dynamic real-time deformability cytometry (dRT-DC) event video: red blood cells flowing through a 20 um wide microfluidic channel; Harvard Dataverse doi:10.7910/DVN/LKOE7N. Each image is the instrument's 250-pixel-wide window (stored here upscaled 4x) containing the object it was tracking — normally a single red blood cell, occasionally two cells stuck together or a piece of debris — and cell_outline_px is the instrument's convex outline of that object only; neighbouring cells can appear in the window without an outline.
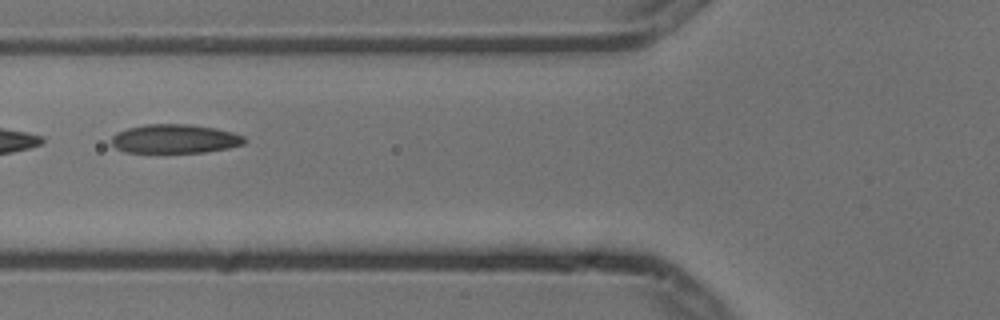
{"species": "common noctule bat (a hibernating species)", "species_latin": "Nyctalus noctula", "temperature_condition": "cold", "stored_images_in_passage": 14, "camera_frame_rate_fps": 3000, "um_per_image_px": 0.085, "animal": {"sex": "male", "body_mass_g": 13.3}, "frame": {"image": 1, "passage_image": 5, "time_ms": 1.333, "image_size_px": [1000, 320], "cell_outline_px": [[248, 140], [244, 144], [228, 148], [204, 152], [124, 152], [116, 148], [112, 144], [112, 136], [116, 132], [128, 128], [144, 124], [188, 124], [216, 128], [232, 132], [244, 136]], "centroid_in_image_um": [14.87, 11.79], "position_along_channel_um": 110.9, "area_um2": 22.48}}
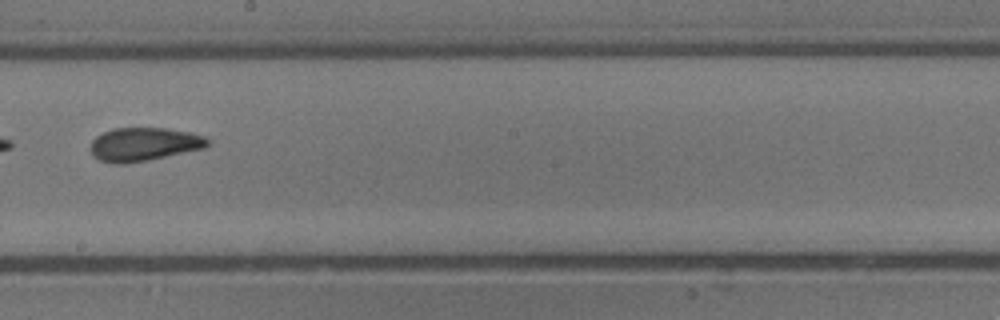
{"frame": {"image": 2, "passage_image": 8, "time_ms": 2.333, "image_size_px": [1000, 320], "cell_outline_px": [[212, 144], [204, 148], [148, 160], [124, 164], [112, 164], [100, 160], [92, 156], [92, 140], [96, 136], [112, 128], [168, 128], [192, 132], [204, 136], [212, 140]], "centroid_in_image_um": [12.28, 12.26], "position_along_channel_um": 235.9, "area_um2": 23.06}}
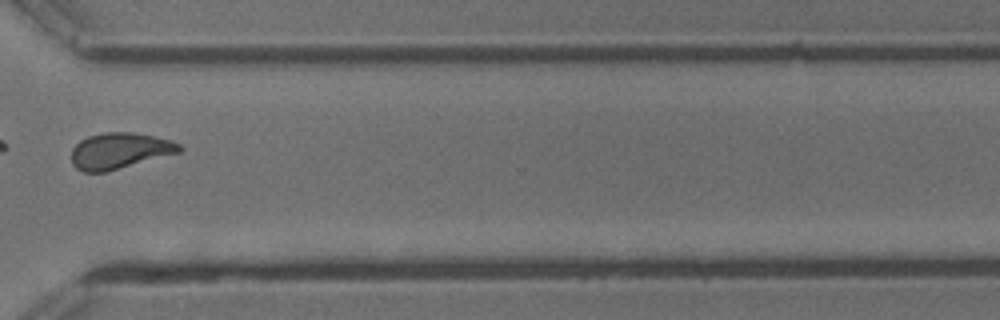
{"frame": {"image": 3, "passage_image": 11, "time_ms": 3.333, "image_size_px": [1000, 320], "cell_outline_px": [[184, 148], [180, 152], [104, 172], [84, 172], [76, 168], [72, 164], [72, 148], [80, 140], [88, 136], [104, 132], [132, 132], [152, 136], [168, 140], [180, 144]], "centroid_in_image_um": [10.14, 12.81], "position_along_channel_um": 360.5, "area_um2": 22.43}}